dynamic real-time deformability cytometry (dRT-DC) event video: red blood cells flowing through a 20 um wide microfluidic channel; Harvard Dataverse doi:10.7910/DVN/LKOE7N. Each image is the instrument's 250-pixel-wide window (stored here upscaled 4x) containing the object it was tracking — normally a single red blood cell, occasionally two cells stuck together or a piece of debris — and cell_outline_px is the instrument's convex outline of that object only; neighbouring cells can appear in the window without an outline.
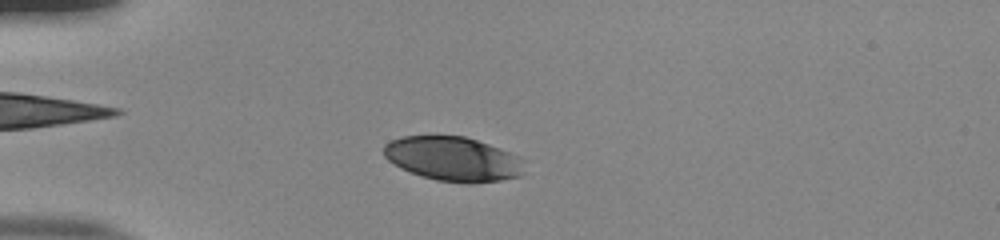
{"species": "human", "species_latin": "Homo sapiens", "temperature_condition": "room temperature", "stored_images_in_passage": 39, "camera_frame_rate_fps": 3000, "um_per_image_px": 0.085, "donor": {"sex": "male"}, "frame": {"image": 1, "passage_image": 1, "time_ms": 0.0, "image_size_px": [1000, 240], "cell_outline_px": [[524, 172], [520, 176], [500, 180], [472, 184], [468, 184], [436, 180], [420, 176], [400, 168], [388, 160], [384, 156], [384, 144], [392, 140], [404, 136], [464, 136], [500, 148], [520, 156], [524, 160]], "centroid_in_image_um": [38.54, 13.52], "position_along_channel_um": 46.5, "area_um2": 36.59}}
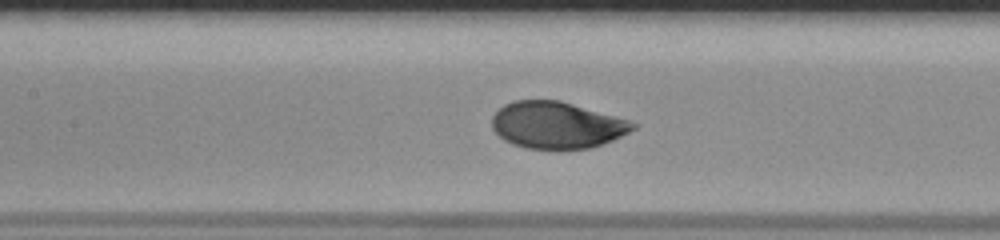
{"frame": {"image": 2, "passage_image": 12, "time_ms": 3.667, "image_size_px": [1000, 240], "cell_outline_px": [[636, 128], [612, 140], [592, 148], [528, 148], [512, 144], [504, 140], [492, 128], [492, 116], [504, 104], [516, 100], [560, 100], [628, 120], [636, 124]], "centroid_in_image_um": [47.3, 10.62], "position_along_channel_um": 160.1, "area_um2": 37.92}}
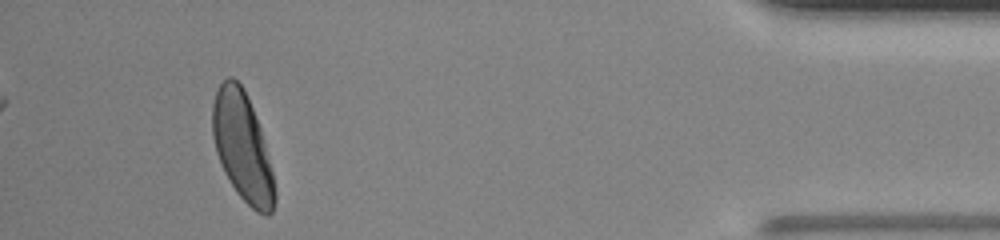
{"frame": {"image": 3, "passage_image": 36, "time_ms": 11.667, "image_size_px": [1000, 240], "cell_outline_px": [[276, 200], [272, 212], [268, 216], [264, 216], [256, 212], [236, 192], [224, 172], [216, 152], [212, 136], [212, 104], [216, 92], [220, 84], [228, 76], [232, 76], [240, 84], [252, 108], [260, 128], [272, 172], [276, 192]], "centroid_in_image_um": [20.59, 12.53], "position_along_channel_um": 414.6, "area_um2": 39.02}, "authors_computed_cell_mechanics": {"area_um2": 38.8416, "velocity_mm_per_s": 3.8567, "shape_relaxation_time_tau1_ms": 2.3547, "shape_relaxation_time_tau2_ms": null, "deformation_change_tau1": 0.1497, "deformation_change_tau2": null}}